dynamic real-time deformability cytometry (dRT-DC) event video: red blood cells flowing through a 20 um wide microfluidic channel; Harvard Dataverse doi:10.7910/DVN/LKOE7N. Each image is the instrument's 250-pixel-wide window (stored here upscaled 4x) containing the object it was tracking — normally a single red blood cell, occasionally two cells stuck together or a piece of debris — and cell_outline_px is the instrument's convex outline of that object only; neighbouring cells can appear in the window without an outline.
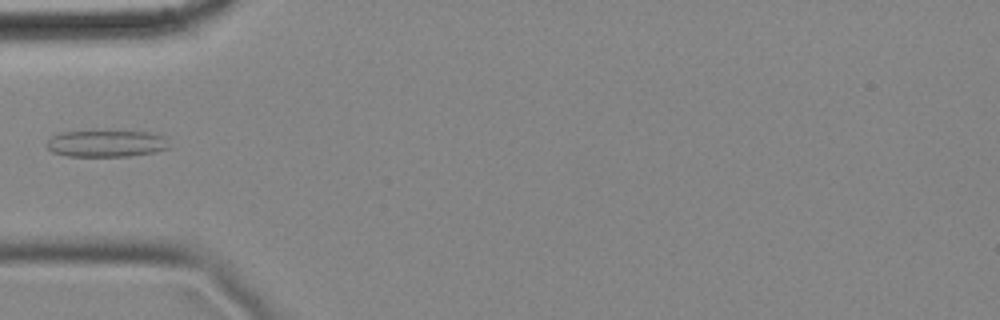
{"species": "common noctule bat (a hibernating species)", "species_latin": "Nyctalus noctula", "temperature_condition": "cold", "stored_images_in_passage": 5, "camera_frame_rate_fps": 3000, "um_per_image_px": 0.085, "animal": {"sex": "female", "body_mass_g": 18.4}, "frame": {"image": 1, "passage_image": 5, "time_ms": 1.333, "image_size_px": [1000, 320], "cell_outline_px": [[172, 148], [156, 152], [128, 156], [68, 156], [52, 152], [44, 144], [52, 136], [60, 132], [148, 132], [168, 136]], "centroid_in_image_um": [9.12, 12.21], "position_along_channel_um": 75.9, "area_um2": 19.25}}